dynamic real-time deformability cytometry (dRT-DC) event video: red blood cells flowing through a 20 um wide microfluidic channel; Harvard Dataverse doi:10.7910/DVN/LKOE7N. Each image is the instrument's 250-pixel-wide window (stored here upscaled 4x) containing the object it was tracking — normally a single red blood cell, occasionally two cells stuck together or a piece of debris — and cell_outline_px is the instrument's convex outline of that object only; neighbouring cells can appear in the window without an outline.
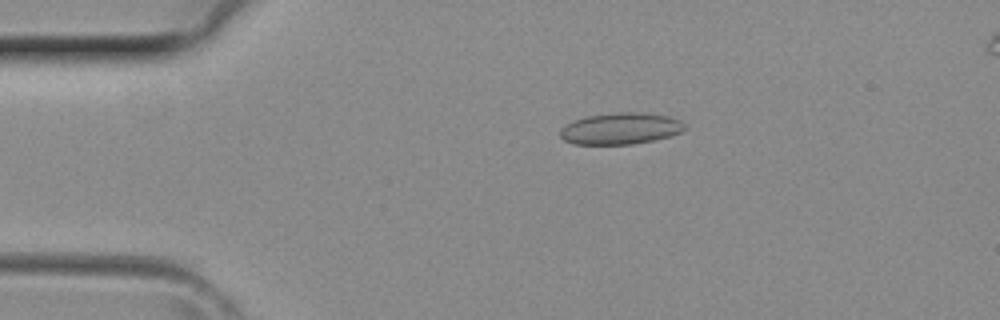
{"species": "common noctule bat (a hibernating species)", "species_latin": "Nyctalus noctula", "temperature_condition": "room temperature", "stored_images_in_passage": 41, "camera_frame_rate_fps": 3000, "um_per_image_px": 0.085, "animal": {"sex": "female", "body_mass_g": 29.2, "forearm_length_mm": 56.3}, "frame": {"image": 1, "passage_image": 8, "time_ms": 2.333, "image_size_px": [1000, 320], "cell_outline_px": [[684, 128], [680, 132], [672, 136], [632, 144], [572, 144], [564, 140], [560, 136], [560, 128], [572, 120], [584, 116], [620, 112], [636, 112], [668, 116], [680, 120], [684, 124]], "centroid_in_image_um": [52.7, 10.92], "position_along_channel_um": 32.3, "area_um2": 22.89}}
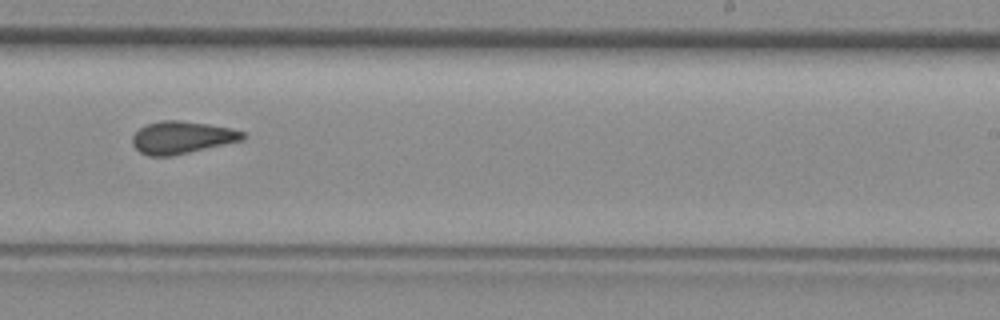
{"frame": {"image": 2, "passage_image": 25, "time_ms": 8.0, "image_size_px": [1000, 320], "cell_outline_px": [[248, 136], [244, 140], [172, 156], [148, 156], [140, 152], [132, 144], [132, 136], [140, 128], [148, 124], [160, 120], [180, 120], [208, 124], [232, 128], [244, 132]], "centroid_in_image_um": [15.49, 11.68], "position_along_channel_um": 273.5, "area_um2": 20.98}}
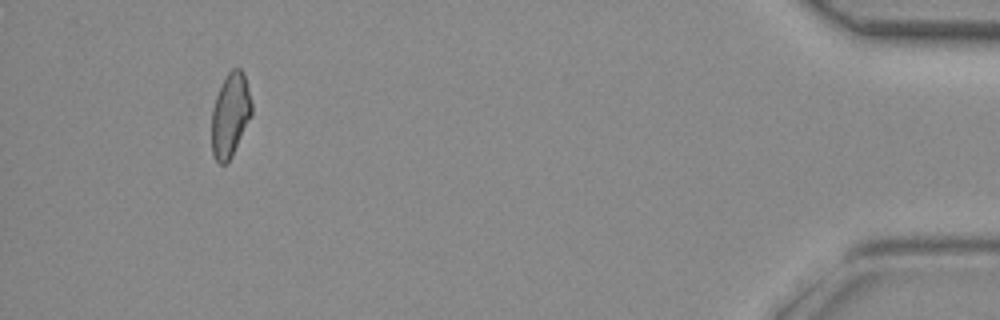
{"frame": {"image": 3, "passage_image": 38, "time_ms": 12.333, "image_size_px": [1000, 320], "cell_outline_px": [[252, 112], [232, 156], [224, 164], [220, 164], [216, 160], [212, 152], [212, 108], [216, 96], [228, 72], [232, 68], [240, 68], [244, 76], [248, 88], [252, 104]], "centroid_in_image_um": [19.56, 9.77], "position_along_channel_um": 415.6, "area_um2": 19.13}}